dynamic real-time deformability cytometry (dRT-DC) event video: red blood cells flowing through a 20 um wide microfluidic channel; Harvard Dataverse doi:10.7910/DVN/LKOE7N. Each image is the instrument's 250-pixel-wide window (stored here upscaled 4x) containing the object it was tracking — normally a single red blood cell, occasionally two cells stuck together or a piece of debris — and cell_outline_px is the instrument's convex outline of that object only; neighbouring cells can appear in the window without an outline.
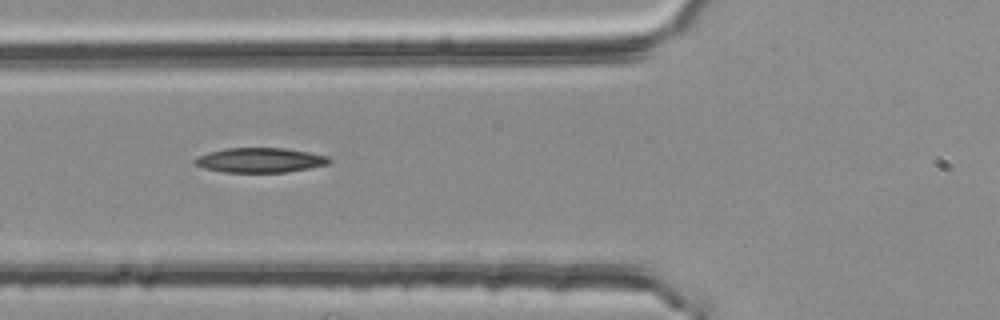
{"species": "common noctule bat (a hibernating species)", "species_latin": "Nyctalus noctula", "temperature_condition": "room temperature", "stored_images_in_passage": 4, "camera_frame_rate_fps": 3000, "um_per_image_px": 0.085, "animal": {"sex": "female", "body_mass_g": 25.1}, "frame": {"image": 1, "passage_image": 3, "time_ms": 0.667, "image_size_px": [1000, 320], "cell_outline_px": [[332, 160], [328, 164], [308, 168], [284, 172], [224, 172], [204, 168], [196, 164], [192, 160], [196, 156], [208, 152], [224, 148], [284, 148], [308, 152], [328, 156]], "centroid_in_image_um": [22.07, 13.6], "position_along_channel_um": 103.7, "area_um2": 19.31}}
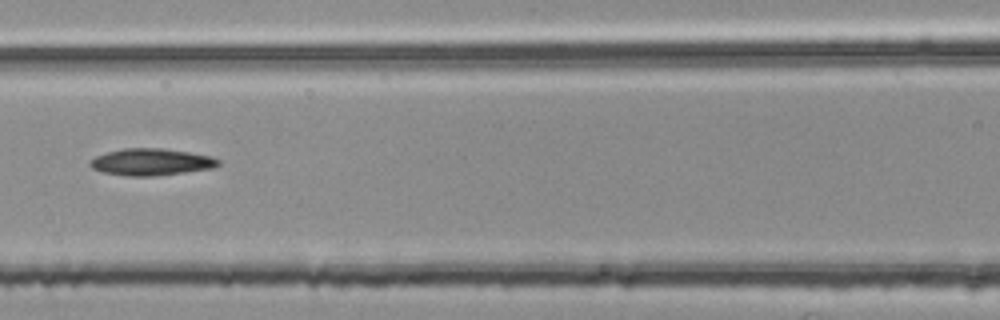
{"frame": {"image": 2, "passage_image": 4, "time_ms": 1.0, "image_size_px": [1000, 320], "cell_outline_px": [[220, 164], [212, 168], [152, 176], [128, 176], [104, 172], [92, 168], [88, 164], [96, 156], [108, 152], [124, 148], [160, 148], [188, 152], [212, 156], [220, 160]], "centroid_in_image_um": [12.86, 13.76], "position_along_channel_um": 153.7, "area_um2": 19.77}}